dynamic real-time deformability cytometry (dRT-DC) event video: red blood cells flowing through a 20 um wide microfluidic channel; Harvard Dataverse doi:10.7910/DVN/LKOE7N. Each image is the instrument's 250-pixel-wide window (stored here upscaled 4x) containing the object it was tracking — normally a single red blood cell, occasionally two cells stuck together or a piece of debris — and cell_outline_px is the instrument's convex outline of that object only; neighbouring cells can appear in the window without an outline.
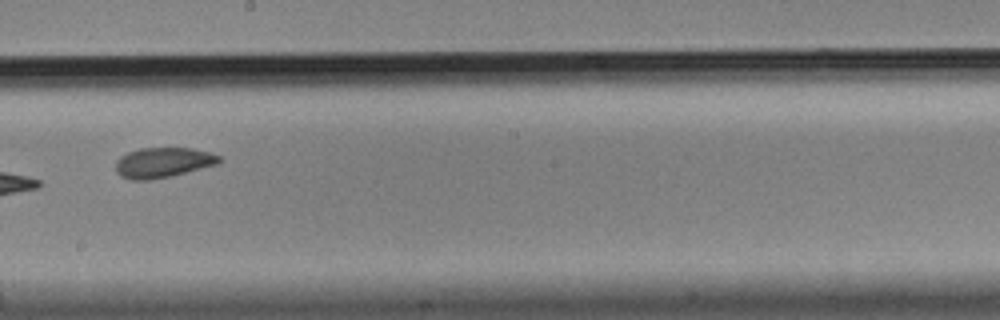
{"species": "Egyptian fruit bat (a non-hibernating species)", "species_latin": "Rousettus aegyptiacus", "temperature_condition": "cold", "stored_images_in_passage": 10, "camera_frame_rate_fps": 3000, "um_per_image_px": 0.085, "animal": {"sex": "male"}, "frame": {"image": 1, "passage_image": 9, "time_ms": 2.667, "image_size_px": [1000, 320], "cell_outline_px": [[224, 160], [220, 164], [172, 176], [152, 180], [132, 180], [120, 176], [116, 172], [116, 160], [120, 156], [128, 152], [140, 148], [192, 148], [212, 152], [220, 156]], "centroid_in_image_um": [13.91, 13.82], "position_along_channel_um": 234.3, "area_um2": 18.61}}
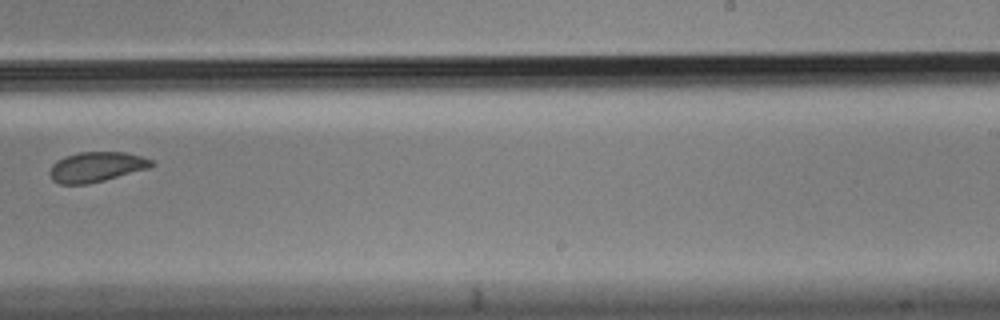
{"frame": {"image": 2, "passage_image": 10, "time_ms": 3.0, "image_size_px": [1000, 320], "cell_outline_px": [[156, 164], [148, 168], [104, 180], [88, 184], [60, 184], [52, 180], [48, 172], [52, 164], [56, 160], [64, 156], [80, 152], [124, 152], [140, 156], [152, 160]], "centroid_in_image_um": [8.15, 14.18], "position_along_channel_um": 280.9, "area_um2": 17.8}}